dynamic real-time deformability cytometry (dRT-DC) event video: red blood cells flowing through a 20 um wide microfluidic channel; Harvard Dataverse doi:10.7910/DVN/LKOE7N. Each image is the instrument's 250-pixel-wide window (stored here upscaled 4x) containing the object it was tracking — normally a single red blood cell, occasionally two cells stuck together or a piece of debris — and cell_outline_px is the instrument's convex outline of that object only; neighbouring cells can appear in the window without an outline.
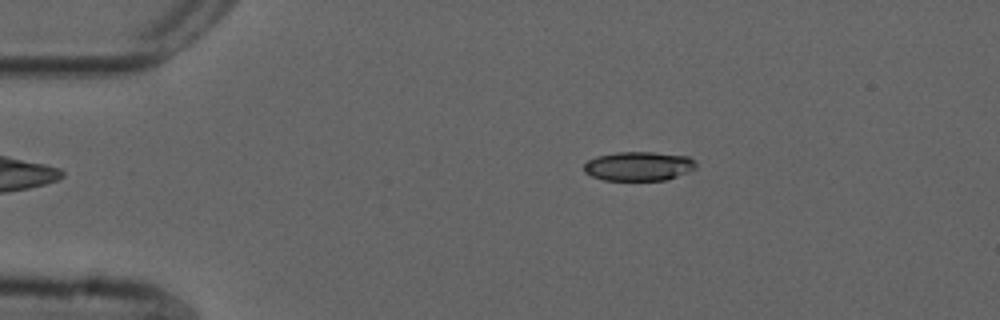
{"species": "common noctule bat (a hibernating species)", "species_latin": "Nyctalus noctula", "temperature_condition": "cold", "stored_images_in_passage": 47, "camera_frame_rate_fps": 3000, "um_per_image_px": 0.085, "animal": {"sex": "male", "forearm_length_mm": 52.5}, "frame": {"image": 1, "passage_image": 3, "time_ms": 0.667, "image_size_px": [1000, 320], "cell_outline_px": [[696, 168], [668, 180], [604, 180], [592, 176], [584, 172], [584, 164], [588, 160], [596, 156], [616, 152], [656, 152], [688, 156], [696, 164]], "centroid_in_image_um": [54.27, 14.12], "position_along_channel_um": 30.7, "area_um2": 19.07}}
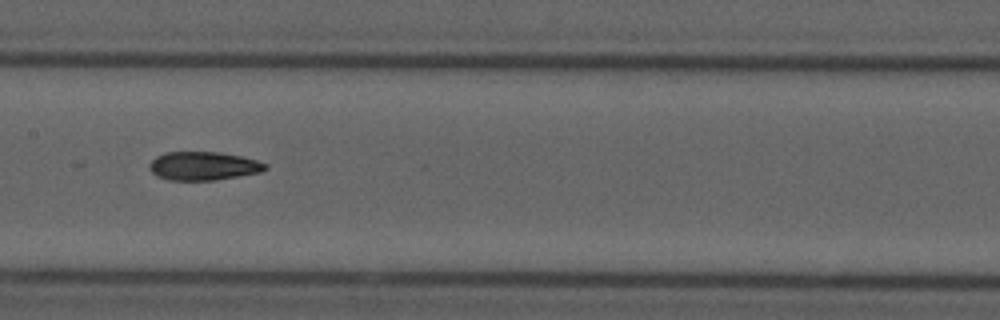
{"frame": {"image": 2, "passage_image": 20, "time_ms": 6.333, "image_size_px": [1000, 320], "cell_outline_px": [[268, 168], [260, 172], [240, 176], [216, 180], [168, 180], [156, 176], [148, 168], [148, 164], [156, 156], [168, 152], [220, 152], [240, 156], [256, 160], [268, 164]], "centroid_in_image_um": [17.28, 14.11], "position_along_channel_um": 190.1, "area_um2": 19.36}}
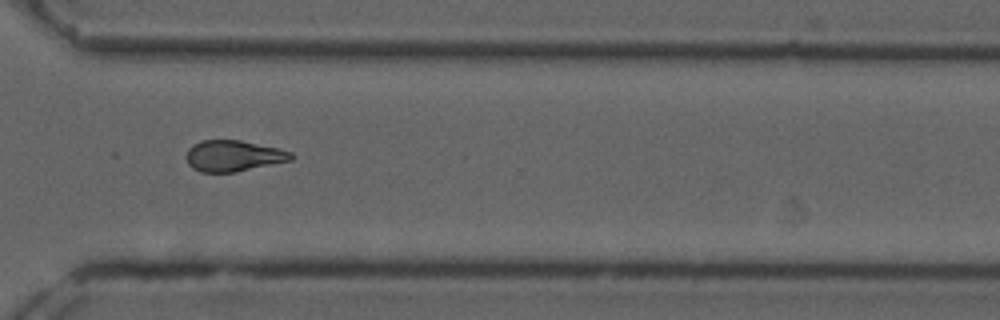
{"frame": {"image": 3, "passage_image": 33, "time_ms": 10.667, "image_size_px": [1000, 320], "cell_outline_px": [[296, 156], [292, 160], [236, 172], [200, 172], [192, 168], [188, 164], [188, 148], [192, 144], [200, 140], [240, 140], [280, 148], [292, 152]], "centroid_in_image_um": [19.88, 13.24], "position_along_channel_um": 350.7, "area_um2": 19.13}, "authors_computed_cell_mechanics": {"area_um2": 19.4786, "velocity_mm_per_s": 3.7167, "shape_relaxation_time_tau1_ms": 8.7625, "shape_relaxation_time_tau2_ms": 5.3532, "deformation_change_tau1": 0.1897, "deformation_change_tau2": 0.1338}}